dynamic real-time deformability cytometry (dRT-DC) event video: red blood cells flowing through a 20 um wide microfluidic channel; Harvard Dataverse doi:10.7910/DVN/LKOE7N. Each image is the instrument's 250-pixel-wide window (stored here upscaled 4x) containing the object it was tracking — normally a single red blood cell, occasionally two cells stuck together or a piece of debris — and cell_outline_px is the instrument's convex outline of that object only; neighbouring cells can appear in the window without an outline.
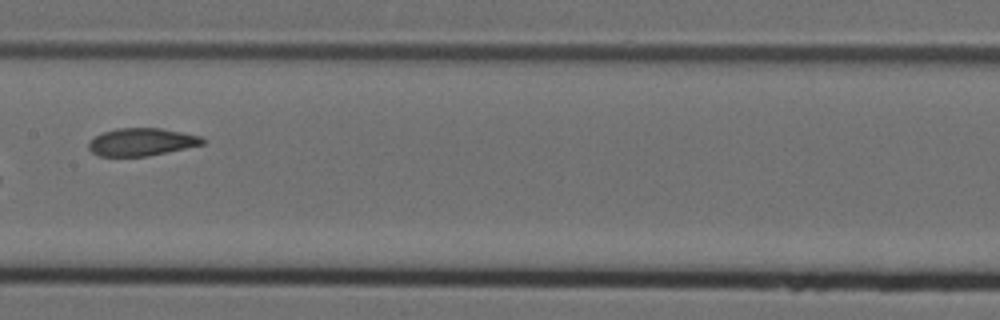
{"species": "Egyptian fruit bat (a non-hibernating species)", "species_latin": "Rousettus aegyptiacus", "temperature_condition": "cold", "stored_images_in_passage": 7, "camera_frame_rate_fps": 3000, "um_per_image_px": 0.085, "animal": {"sex": "female"}, "frame": {"image": 1, "passage_image": 7, "time_ms": 2.0, "image_size_px": [1000, 320], "cell_outline_px": [[204, 144], [148, 156], [100, 156], [92, 152], [88, 148], [88, 144], [96, 136], [104, 132], [116, 128], [160, 128], [200, 136], [204, 140]], "centroid_in_image_um": [12.02, 12.07], "position_along_channel_um": 195.4, "area_um2": 18.09}}